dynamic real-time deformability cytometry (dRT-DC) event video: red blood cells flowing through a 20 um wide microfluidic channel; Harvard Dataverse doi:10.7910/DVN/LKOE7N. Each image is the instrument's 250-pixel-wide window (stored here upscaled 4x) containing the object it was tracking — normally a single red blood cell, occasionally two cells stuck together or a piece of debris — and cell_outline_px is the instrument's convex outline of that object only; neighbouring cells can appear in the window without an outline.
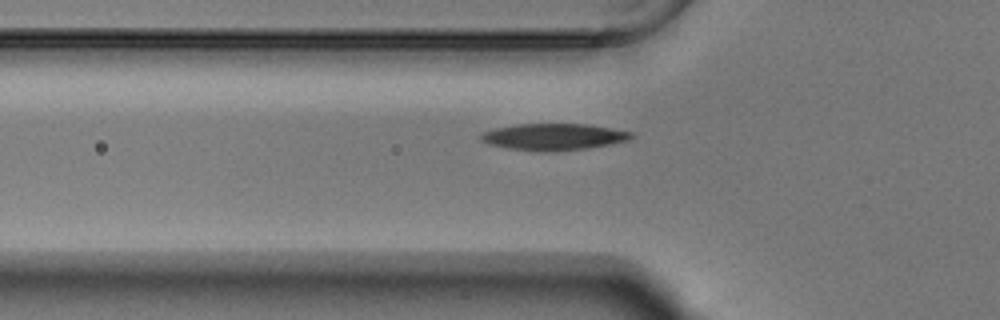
{"species": "Egyptian fruit bat (a non-hibernating species)", "species_latin": "Rousettus aegyptiacus", "temperature_condition": "warm", "stored_images_in_passage": 38, "camera_frame_rate_fps": 3000, "um_per_image_px": 0.085, "animal": {"sex": "male"}, "frame": {"image": 1, "passage_image": 2, "time_ms": 0.333, "image_size_px": [1000, 320], "cell_outline_px": [[636, 136], [628, 140], [608, 144], [584, 148], [544, 152], [508, 148], [488, 144], [480, 140], [480, 136], [484, 132], [496, 128], [516, 124], [588, 124], [612, 128], [632, 132]], "centroid_in_image_um": [47.06, 11.62], "position_along_channel_um": 78.7, "area_um2": 23.12}}
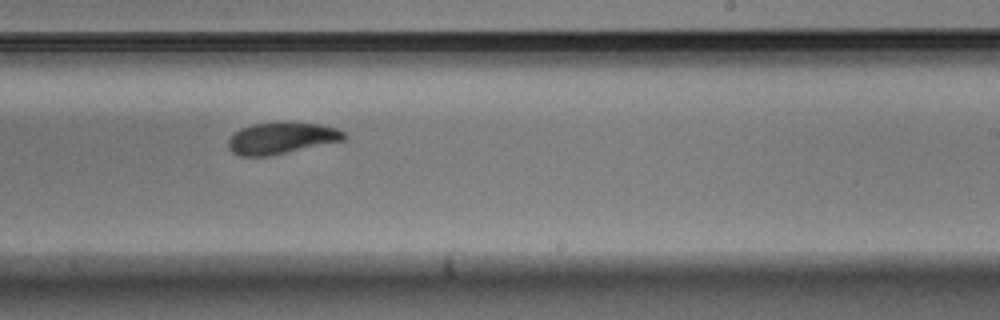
{"frame": {"image": 2, "passage_image": 17, "time_ms": 5.333, "image_size_px": [1000, 320], "cell_outline_px": [[348, 136], [344, 140], [268, 156], [240, 156], [232, 152], [228, 148], [228, 140], [232, 132], [240, 128], [252, 124], [320, 124], [336, 128], [344, 132]], "centroid_in_image_um": [23.88, 11.77], "position_along_channel_um": 265.1, "area_um2": 20.81}}
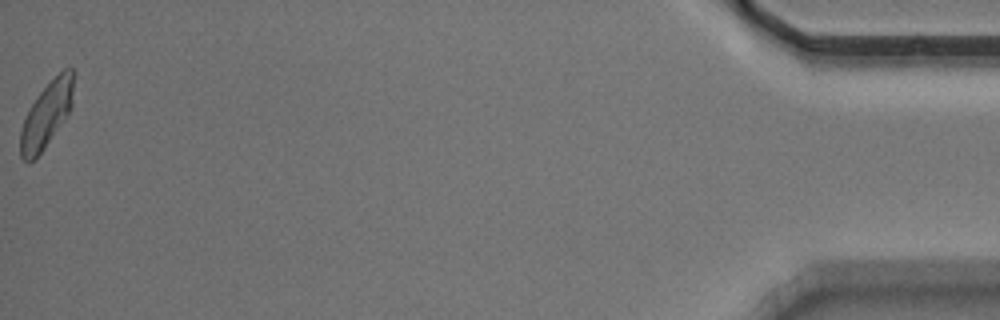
{"frame": {"image": 3, "passage_image": 38, "time_ms": 12.333, "image_size_px": [1000, 320], "cell_outline_px": [[76, 72], [72, 104], [68, 112], [44, 148], [32, 160], [24, 160], [20, 156], [20, 128], [32, 104], [40, 92], [64, 68], [72, 68]], "centroid_in_image_um": [3.98, 9.68], "position_along_channel_um": 431.2, "area_um2": 19.83}, "authors_computed_cell_mechanics": {"area_um2": 21.8484, "velocity_mm_per_s": 3.7165, "shape_relaxation_time_tau1_ms": 2.7884, "shape_relaxation_time_tau2_ms": 2.5784, "deformation_change_tau1": 0.1328, "deformation_change_tau2": 0.0649}}